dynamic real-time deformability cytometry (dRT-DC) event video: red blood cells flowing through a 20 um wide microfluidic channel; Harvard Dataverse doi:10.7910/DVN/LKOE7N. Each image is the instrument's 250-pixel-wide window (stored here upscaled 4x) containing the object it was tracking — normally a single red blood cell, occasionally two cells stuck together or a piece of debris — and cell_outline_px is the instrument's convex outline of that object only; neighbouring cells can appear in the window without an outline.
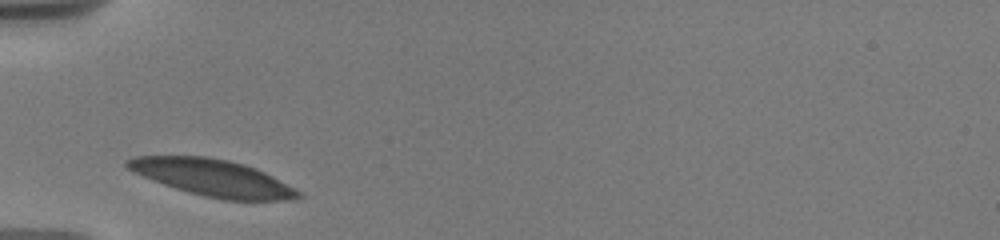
{"species": "human", "species_latin": "Homo sapiens", "temperature_condition": "warm", "stored_images_in_passage": 5, "camera_frame_rate_fps": 3000, "um_per_image_px": 0.085, "donor": {"sex": "male"}, "frame": {"image": 1, "passage_image": 1, "time_ms": 0.0, "image_size_px": [1000, 240], "cell_outline_px": [[304, 196], [292, 200], [224, 200], [204, 196], [188, 192], [152, 180], [132, 172], [124, 164], [124, 160], [136, 156], [204, 156], [228, 160], [244, 164], [256, 168], [272, 176], [300, 192]], "centroid_in_image_um": [18.05, 15.11], "position_along_channel_um": 67.0, "area_um2": 36.41}}
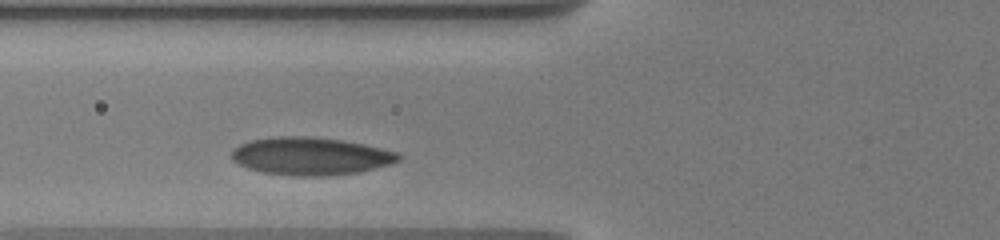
{"frame": {"image": 2, "passage_image": 2, "time_ms": 1.0, "image_size_px": [1000, 240], "cell_outline_px": [[404, 156], [400, 160], [392, 164], [356, 172], [328, 176], [296, 176], [264, 172], [248, 168], [236, 164], [228, 156], [232, 148], [240, 144], [252, 140], [276, 136], [308, 136], [340, 140], [364, 144], [400, 152]], "centroid_in_image_um": [26.39, 13.27], "position_along_channel_um": 99.4, "area_um2": 37.05}}
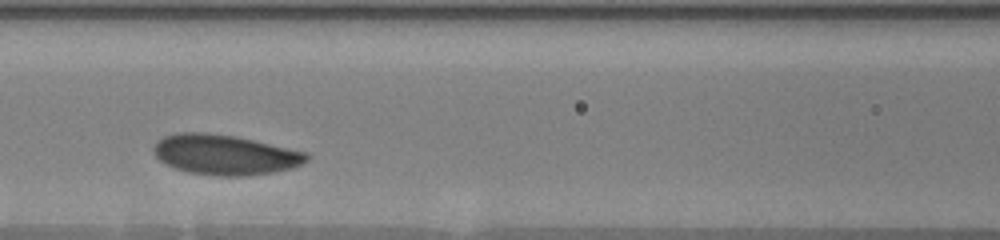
{"frame": {"image": 3, "passage_image": 4, "time_ms": 2.333, "image_size_px": [1000, 240], "cell_outline_px": [[308, 160], [292, 168], [272, 172], [248, 176], [216, 176], [188, 172], [176, 168], [160, 160], [152, 152], [152, 148], [156, 140], [164, 136], [180, 132], [204, 132], [236, 136], [308, 152]], "centroid_in_image_um": [19.1, 13.14], "position_along_channel_um": 147.5, "area_um2": 35.89}}